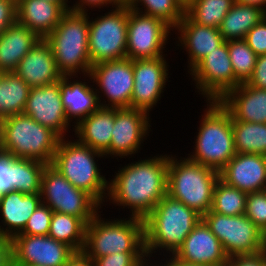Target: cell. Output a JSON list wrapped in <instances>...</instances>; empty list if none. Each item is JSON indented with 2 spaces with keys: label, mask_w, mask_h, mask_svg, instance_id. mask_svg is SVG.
Wrapping results in <instances>:
<instances>
[{
  "label": "cell",
  "mask_w": 266,
  "mask_h": 266,
  "mask_svg": "<svg viewBox=\"0 0 266 266\" xmlns=\"http://www.w3.org/2000/svg\"><path fill=\"white\" fill-rule=\"evenodd\" d=\"M131 163V164H130ZM109 181L106 200L144 219L167 194L168 155L130 162Z\"/></svg>",
  "instance_id": "cell-1"
},
{
  "label": "cell",
  "mask_w": 266,
  "mask_h": 266,
  "mask_svg": "<svg viewBox=\"0 0 266 266\" xmlns=\"http://www.w3.org/2000/svg\"><path fill=\"white\" fill-rule=\"evenodd\" d=\"M201 220L202 216L196 211L166 194L143 219L145 252L149 262L150 257L153 258L160 250L173 255Z\"/></svg>",
  "instance_id": "cell-2"
},
{
  "label": "cell",
  "mask_w": 266,
  "mask_h": 266,
  "mask_svg": "<svg viewBox=\"0 0 266 266\" xmlns=\"http://www.w3.org/2000/svg\"><path fill=\"white\" fill-rule=\"evenodd\" d=\"M192 154L187 158L220 171L236 155L230 113L219 101H206Z\"/></svg>",
  "instance_id": "cell-3"
},
{
  "label": "cell",
  "mask_w": 266,
  "mask_h": 266,
  "mask_svg": "<svg viewBox=\"0 0 266 266\" xmlns=\"http://www.w3.org/2000/svg\"><path fill=\"white\" fill-rule=\"evenodd\" d=\"M89 17L88 13L69 10L45 38L51 46L62 76L90 73L92 65L88 49Z\"/></svg>",
  "instance_id": "cell-4"
},
{
  "label": "cell",
  "mask_w": 266,
  "mask_h": 266,
  "mask_svg": "<svg viewBox=\"0 0 266 266\" xmlns=\"http://www.w3.org/2000/svg\"><path fill=\"white\" fill-rule=\"evenodd\" d=\"M176 157L168 155L167 195L203 217L211 210L219 171L186 157L179 160Z\"/></svg>",
  "instance_id": "cell-5"
},
{
  "label": "cell",
  "mask_w": 266,
  "mask_h": 266,
  "mask_svg": "<svg viewBox=\"0 0 266 266\" xmlns=\"http://www.w3.org/2000/svg\"><path fill=\"white\" fill-rule=\"evenodd\" d=\"M104 154L93 150L77 140L61 138L52 166L74 187L90 194L100 205L107 200L109 180L101 174L96 158Z\"/></svg>",
  "instance_id": "cell-6"
},
{
  "label": "cell",
  "mask_w": 266,
  "mask_h": 266,
  "mask_svg": "<svg viewBox=\"0 0 266 266\" xmlns=\"http://www.w3.org/2000/svg\"><path fill=\"white\" fill-rule=\"evenodd\" d=\"M99 213L86 225L85 243L81 252L86 258H98L117 252H145L142 218L129 216L107 220Z\"/></svg>",
  "instance_id": "cell-7"
},
{
  "label": "cell",
  "mask_w": 266,
  "mask_h": 266,
  "mask_svg": "<svg viewBox=\"0 0 266 266\" xmlns=\"http://www.w3.org/2000/svg\"><path fill=\"white\" fill-rule=\"evenodd\" d=\"M61 137L24 113L0 121V149L16 158L52 164Z\"/></svg>",
  "instance_id": "cell-8"
},
{
  "label": "cell",
  "mask_w": 266,
  "mask_h": 266,
  "mask_svg": "<svg viewBox=\"0 0 266 266\" xmlns=\"http://www.w3.org/2000/svg\"><path fill=\"white\" fill-rule=\"evenodd\" d=\"M128 6L125 3L104 15L89 18L88 49L91 65L126 58Z\"/></svg>",
  "instance_id": "cell-9"
},
{
  "label": "cell",
  "mask_w": 266,
  "mask_h": 266,
  "mask_svg": "<svg viewBox=\"0 0 266 266\" xmlns=\"http://www.w3.org/2000/svg\"><path fill=\"white\" fill-rule=\"evenodd\" d=\"M42 203L52 209L80 218L86 225L102 206L87 192L74 187L56 168L47 164L41 176Z\"/></svg>",
  "instance_id": "cell-10"
},
{
  "label": "cell",
  "mask_w": 266,
  "mask_h": 266,
  "mask_svg": "<svg viewBox=\"0 0 266 266\" xmlns=\"http://www.w3.org/2000/svg\"><path fill=\"white\" fill-rule=\"evenodd\" d=\"M202 219L229 257L266 250V235L245 214L228 216L210 210Z\"/></svg>",
  "instance_id": "cell-11"
},
{
  "label": "cell",
  "mask_w": 266,
  "mask_h": 266,
  "mask_svg": "<svg viewBox=\"0 0 266 266\" xmlns=\"http://www.w3.org/2000/svg\"><path fill=\"white\" fill-rule=\"evenodd\" d=\"M89 74L91 82L97 85L95 90L100 107L130 108L134 89L133 60L123 58L97 63L91 67ZM101 95L106 99H102Z\"/></svg>",
  "instance_id": "cell-12"
},
{
  "label": "cell",
  "mask_w": 266,
  "mask_h": 266,
  "mask_svg": "<svg viewBox=\"0 0 266 266\" xmlns=\"http://www.w3.org/2000/svg\"><path fill=\"white\" fill-rule=\"evenodd\" d=\"M206 101H219L241 83L235 78L227 42L202 58L189 72Z\"/></svg>",
  "instance_id": "cell-13"
},
{
  "label": "cell",
  "mask_w": 266,
  "mask_h": 266,
  "mask_svg": "<svg viewBox=\"0 0 266 266\" xmlns=\"http://www.w3.org/2000/svg\"><path fill=\"white\" fill-rule=\"evenodd\" d=\"M171 30L163 20L128 7L126 58L138 60L164 56Z\"/></svg>",
  "instance_id": "cell-14"
},
{
  "label": "cell",
  "mask_w": 266,
  "mask_h": 266,
  "mask_svg": "<svg viewBox=\"0 0 266 266\" xmlns=\"http://www.w3.org/2000/svg\"><path fill=\"white\" fill-rule=\"evenodd\" d=\"M11 242L13 261L18 266H66L77 254L49 235H16Z\"/></svg>",
  "instance_id": "cell-15"
},
{
  "label": "cell",
  "mask_w": 266,
  "mask_h": 266,
  "mask_svg": "<svg viewBox=\"0 0 266 266\" xmlns=\"http://www.w3.org/2000/svg\"><path fill=\"white\" fill-rule=\"evenodd\" d=\"M150 123L149 113L146 111L135 108H114L109 157L118 159V156L125 158L138 153L142 143L149 136L152 127Z\"/></svg>",
  "instance_id": "cell-16"
},
{
  "label": "cell",
  "mask_w": 266,
  "mask_h": 266,
  "mask_svg": "<svg viewBox=\"0 0 266 266\" xmlns=\"http://www.w3.org/2000/svg\"><path fill=\"white\" fill-rule=\"evenodd\" d=\"M133 60L134 89L130 108L140 109L149 113L160 101L169 70L166 57Z\"/></svg>",
  "instance_id": "cell-17"
},
{
  "label": "cell",
  "mask_w": 266,
  "mask_h": 266,
  "mask_svg": "<svg viewBox=\"0 0 266 266\" xmlns=\"http://www.w3.org/2000/svg\"><path fill=\"white\" fill-rule=\"evenodd\" d=\"M23 113L39 124L50 128L61 138H67L66 132L68 133L69 127H74L66 119L59 81L42 87H32Z\"/></svg>",
  "instance_id": "cell-18"
},
{
  "label": "cell",
  "mask_w": 266,
  "mask_h": 266,
  "mask_svg": "<svg viewBox=\"0 0 266 266\" xmlns=\"http://www.w3.org/2000/svg\"><path fill=\"white\" fill-rule=\"evenodd\" d=\"M47 164L29 158H16L0 149V200L9 192L40 193L41 176Z\"/></svg>",
  "instance_id": "cell-19"
},
{
  "label": "cell",
  "mask_w": 266,
  "mask_h": 266,
  "mask_svg": "<svg viewBox=\"0 0 266 266\" xmlns=\"http://www.w3.org/2000/svg\"><path fill=\"white\" fill-rule=\"evenodd\" d=\"M189 265L228 266L229 256L202 219L172 255Z\"/></svg>",
  "instance_id": "cell-20"
},
{
  "label": "cell",
  "mask_w": 266,
  "mask_h": 266,
  "mask_svg": "<svg viewBox=\"0 0 266 266\" xmlns=\"http://www.w3.org/2000/svg\"><path fill=\"white\" fill-rule=\"evenodd\" d=\"M227 185L251 193L266 189V156L236 153L219 171Z\"/></svg>",
  "instance_id": "cell-21"
},
{
  "label": "cell",
  "mask_w": 266,
  "mask_h": 266,
  "mask_svg": "<svg viewBox=\"0 0 266 266\" xmlns=\"http://www.w3.org/2000/svg\"><path fill=\"white\" fill-rule=\"evenodd\" d=\"M173 31L178 32L177 46L184 48L183 50L188 54V72L224 42L219 28L199 25L186 14Z\"/></svg>",
  "instance_id": "cell-22"
},
{
  "label": "cell",
  "mask_w": 266,
  "mask_h": 266,
  "mask_svg": "<svg viewBox=\"0 0 266 266\" xmlns=\"http://www.w3.org/2000/svg\"><path fill=\"white\" fill-rule=\"evenodd\" d=\"M14 72L31 88L42 87L59 81L61 75L50 44L40 39L21 59Z\"/></svg>",
  "instance_id": "cell-23"
},
{
  "label": "cell",
  "mask_w": 266,
  "mask_h": 266,
  "mask_svg": "<svg viewBox=\"0 0 266 266\" xmlns=\"http://www.w3.org/2000/svg\"><path fill=\"white\" fill-rule=\"evenodd\" d=\"M73 77L77 78L78 76H63L59 80V88L66 119L70 124L75 120L72 124L74 123L76 126L81 120L95 112L100 104L97 92L92 87L95 84H87L92 81L90 74L83 75L90 79L88 82H85L86 79L81 81V79Z\"/></svg>",
  "instance_id": "cell-24"
},
{
  "label": "cell",
  "mask_w": 266,
  "mask_h": 266,
  "mask_svg": "<svg viewBox=\"0 0 266 266\" xmlns=\"http://www.w3.org/2000/svg\"><path fill=\"white\" fill-rule=\"evenodd\" d=\"M219 102L232 120L266 123V90L242 83L227 92Z\"/></svg>",
  "instance_id": "cell-25"
},
{
  "label": "cell",
  "mask_w": 266,
  "mask_h": 266,
  "mask_svg": "<svg viewBox=\"0 0 266 266\" xmlns=\"http://www.w3.org/2000/svg\"><path fill=\"white\" fill-rule=\"evenodd\" d=\"M41 203L40 193L13 191L5 194L0 200V234L10 239L20 234Z\"/></svg>",
  "instance_id": "cell-26"
},
{
  "label": "cell",
  "mask_w": 266,
  "mask_h": 266,
  "mask_svg": "<svg viewBox=\"0 0 266 266\" xmlns=\"http://www.w3.org/2000/svg\"><path fill=\"white\" fill-rule=\"evenodd\" d=\"M17 21L41 39H45L61 21L67 10L49 0H16Z\"/></svg>",
  "instance_id": "cell-27"
},
{
  "label": "cell",
  "mask_w": 266,
  "mask_h": 266,
  "mask_svg": "<svg viewBox=\"0 0 266 266\" xmlns=\"http://www.w3.org/2000/svg\"><path fill=\"white\" fill-rule=\"evenodd\" d=\"M114 125V108L99 107L95 112L72 127L79 143L89 146L109 158V147Z\"/></svg>",
  "instance_id": "cell-28"
},
{
  "label": "cell",
  "mask_w": 266,
  "mask_h": 266,
  "mask_svg": "<svg viewBox=\"0 0 266 266\" xmlns=\"http://www.w3.org/2000/svg\"><path fill=\"white\" fill-rule=\"evenodd\" d=\"M41 38L18 21L0 34V73L12 72Z\"/></svg>",
  "instance_id": "cell-29"
},
{
  "label": "cell",
  "mask_w": 266,
  "mask_h": 266,
  "mask_svg": "<svg viewBox=\"0 0 266 266\" xmlns=\"http://www.w3.org/2000/svg\"><path fill=\"white\" fill-rule=\"evenodd\" d=\"M265 16L266 13L258 7L234 2L219 31L224 41L244 40L247 33Z\"/></svg>",
  "instance_id": "cell-30"
},
{
  "label": "cell",
  "mask_w": 266,
  "mask_h": 266,
  "mask_svg": "<svg viewBox=\"0 0 266 266\" xmlns=\"http://www.w3.org/2000/svg\"><path fill=\"white\" fill-rule=\"evenodd\" d=\"M30 89L14 71L0 73V121L23 113Z\"/></svg>",
  "instance_id": "cell-31"
},
{
  "label": "cell",
  "mask_w": 266,
  "mask_h": 266,
  "mask_svg": "<svg viewBox=\"0 0 266 266\" xmlns=\"http://www.w3.org/2000/svg\"><path fill=\"white\" fill-rule=\"evenodd\" d=\"M86 224L73 215L53 212L48 235L81 253L85 243Z\"/></svg>",
  "instance_id": "cell-32"
},
{
  "label": "cell",
  "mask_w": 266,
  "mask_h": 266,
  "mask_svg": "<svg viewBox=\"0 0 266 266\" xmlns=\"http://www.w3.org/2000/svg\"><path fill=\"white\" fill-rule=\"evenodd\" d=\"M236 153L266 156V123L232 120Z\"/></svg>",
  "instance_id": "cell-33"
},
{
  "label": "cell",
  "mask_w": 266,
  "mask_h": 266,
  "mask_svg": "<svg viewBox=\"0 0 266 266\" xmlns=\"http://www.w3.org/2000/svg\"><path fill=\"white\" fill-rule=\"evenodd\" d=\"M124 3L138 13L163 20L172 29L179 24L185 15L184 8L177 0H126Z\"/></svg>",
  "instance_id": "cell-34"
},
{
  "label": "cell",
  "mask_w": 266,
  "mask_h": 266,
  "mask_svg": "<svg viewBox=\"0 0 266 266\" xmlns=\"http://www.w3.org/2000/svg\"><path fill=\"white\" fill-rule=\"evenodd\" d=\"M235 0H198L185 10V14L202 26L219 28Z\"/></svg>",
  "instance_id": "cell-35"
},
{
  "label": "cell",
  "mask_w": 266,
  "mask_h": 266,
  "mask_svg": "<svg viewBox=\"0 0 266 266\" xmlns=\"http://www.w3.org/2000/svg\"><path fill=\"white\" fill-rule=\"evenodd\" d=\"M247 193L218 179L213 194L211 211L228 216L245 213Z\"/></svg>",
  "instance_id": "cell-36"
},
{
  "label": "cell",
  "mask_w": 266,
  "mask_h": 266,
  "mask_svg": "<svg viewBox=\"0 0 266 266\" xmlns=\"http://www.w3.org/2000/svg\"><path fill=\"white\" fill-rule=\"evenodd\" d=\"M235 78L242 84L252 76L258 56L245 40L226 41Z\"/></svg>",
  "instance_id": "cell-37"
},
{
  "label": "cell",
  "mask_w": 266,
  "mask_h": 266,
  "mask_svg": "<svg viewBox=\"0 0 266 266\" xmlns=\"http://www.w3.org/2000/svg\"><path fill=\"white\" fill-rule=\"evenodd\" d=\"M94 266H150L146 252H117L98 258H88Z\"/></svg>",
  "instance_id": "cell-38"
},
{
  "label": "cell",
  "mask_w": 266,
  "mask_h": 266,
  "mask_svg": "<svg viewBox=\"0 0 266 266\" xmlns=\"http://www.w3.org/2000/svg\"><path fill=\"white\" fill-rule=\"evenodd\" d=\"M244 214L266 235V189L247 193Z\"/></svg>",
  "instance_id": "cell-39"
},
{
  "label": "cell",
  "mask_w": 266,
  "mask_h": 266,
  "mask_svg": "<svg viewBox=\"0 0 266 266\" xmlns=\"http://www.w3.org/2000/svg\"><path fill=\"white\" fill-rule=\"evenodd\" d=\"M53 211L47 205L41 203L30 216L24 230L17 235L47 236Z\"/></svg>",
  "instance_id": "cell-40"
},
{
  "label": "cell",
  "mask_w": 266,
  "mask_h": 266,
  "mask_svg": "<svg viewBox=\"0 0 266 266\" xmlns=\"http://www.w3.org/2000/svg\"><path fill=\"white\" fill-rule=\"evenodd\" d=\"M244 40L257 56L266 54V16L247 33Z\"/></svg>",
  "instance_id": "cell-41"
},
{
  "label": "cell",
  "mask_w": 266,
  "mask_h": 266,
  "mask_svg": "<svg viewBox=\"0 0 266 266\" xmlns=\"http://www.w3.org/2000/svg\"><path fill=\"white\" fill-rule=\"evenodd\" d=\"M228 266H266V250L229 257Z\"/></svg>",
  "instance_id": "cell-42"
},
{
  "label": "cell",
  "mask_w": 266,
  "mask_h": 266,
  "mask_svg": "<svg viewBox=\"0 0 266 266\" xmlns=\"http://www.w3.org/2000/svg\"><path fill=\"white\" fill-rule=\"evenodd\" d=\"M17 21V1L0 0V34Z\"/></svg>",
  "instance_id": "cell-43"
},
{
  "label": "cell",
  "mask_w": 266,
  "mask_h": 266,
  "mask_svg": "<svg viewBox=\"0 0 266 266\" xmlns=\"http://www.w3.org/2000/svg\"><path fill=\"white\" fill-rule=\"evenodd\" d=\"M246 84L266 90V54L258 56L252 76Z\"/></svg>",
  "instance_id": "cell-44"
},
{
  "label": "cell",
  "mask_w": 266,
  "mask_h": 266,
  "mask_svg": "<svg viewBox=\"0 0 266 266\" xmlns=\"http://www.w3.org/2000/svg\"><path fill=\"white\" fill-rule=\"evenodd\" d=\"M124 0H77L73 6H71L72 11L75 12H84L88 13V8H103L112 6L111 8H114L118 6L119 4L124 3ZM88 7V8H87Z\"/></svg>",
  "instance_id": "cell-45"
},
{
  "label": "cell",
  "mask_w": 266,
  "mask_h": 266,
  "mask_svg": "<svg viewBox=\"0 0 266 266\" xmlns=\"http://www.w3.org/2000/svg\"><path fill=\"white\" fill-rule=\"evenodd\" d=\"M13 260L10 238L0 234V266H6Z\"/></svg>",
  "instance_id": "cell-46"
},
{
  "label": "cell",
  "mask_w": 266,
  "mask_h": 266,
  "mask_svg": "<svg viewBox=\"0 0 266 266\" xmlns=\"http://www.w3.org/2000/svg\"><path fill=\"white\" fill-rule=\"evenodd\" d=\"M166 256H169L168 258ZM164 260L162 259V261H165L164 264L163 262L161 261V263L157 262L154 260L155 263H153L152 261V265L151 266H207V265H189V264H186V263H182L180 262L179 260H177L176 258H174L172 255H166ZM155 264V265H154Z\"/></svg>",
  "instance_id": "cell-47"
},
{
  "label": "cell",
  "mask_w": 266,
  "mask_h": 266,
  "mask_svg": "<svg viewBox=\"0 0 266 266\" xmlns=\"http://www.w3.org/2000/svg\"><path fill=\"white\" fill-rule=\"evenodd\" d=\"M66 266H94L82 253H77Z\"/></svg>",
  "instance_id": "cell-48"
},
{
  "label": "cell",
  "mask_w": 266,
  "mask_h": 266,
  "mask_svg": "<svg viewBox=\"0 0 266 266\" xmlns=\"http://www.w3.org/2000/svg\"><path fill=\"white\" fill-rule=\"evenodd\" d=\"M235 2L258 7L266 13V0H235Z\"/></svg>",
  "instance_id": "cell-49"
},
{
  "label": "cell",
  "mask_w": 266,
  "mask_h": 266,
  "mask_svg": "<svg viewBox=\"0 0 266 266\" xmlns=\"http://www.w3.org/2000/svg\"><path fill=\"white\" fill-rule=\"evenodd\" d=\"M177 1L184 8V10H186L187 8H189L193 3H195L198 0H177Z\"/></svg>",
  "instance_id": "cell-50"
},
{
  "label": "cell",
  "mask_w": 266,
  "mask_h": 266,
  "mask_svg": "<svg viewBox=\"0 0 266 266\" xmlns=\"http://www.w3.org/2000/svg\"><path fill=\"white\" fill-rule=\"evenodd\" d=\"M49 1L61 4L67 11L71 9V6L68 5V3H70V1L68 0H49Z\"/></svg>",
  "instance_id": "cell-51"
},
{
  "label": "cell",
  "mask_w": 266,
  "mask_h": 266,
  "mask_svg": "<svg viewBox=\"0 0 266 266\" xmlns=\"http://www.w3.org/2000/svg\"><path fill=\"white\" fill-rule=\"evenodd\" d=\"M6 266H18L13 260Z\"/></svg>",
  "instance_id": "cell-52"
}]
</instances>
